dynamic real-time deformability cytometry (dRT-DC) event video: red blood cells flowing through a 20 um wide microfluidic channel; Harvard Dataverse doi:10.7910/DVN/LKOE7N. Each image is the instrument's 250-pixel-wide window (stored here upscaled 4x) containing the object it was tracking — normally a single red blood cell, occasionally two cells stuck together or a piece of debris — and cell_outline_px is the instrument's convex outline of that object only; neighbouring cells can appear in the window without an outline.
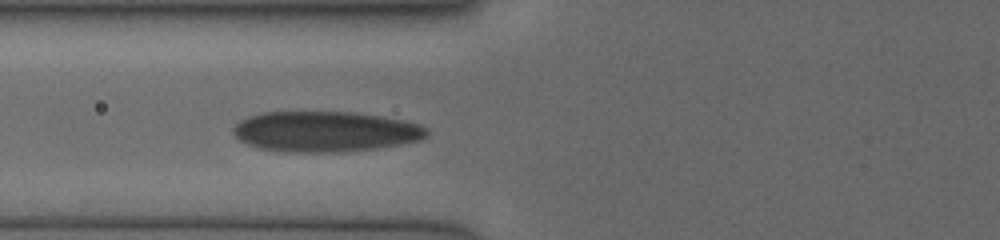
{"species": "human", "species_latin": "Homo sapiens", "temperature_condition": "cold", "stored_images_in_passage": 7, "camera_frame_rate_fps": 3000, "um_per_image_px": 0.085, "donor": {"sex": "female"}, "frame": {"image": 1, "passage_image": 7, "time_ms": 3.667, "image_size_px": [1000, 240], "cell_outline_px": [[428, 136], [420, 140], [400, 144], [376, 148], [340, 152], [284, 152], [256, 148], [240, 140], [232, 132], [232, 128], [240, 120], [248, 116], [264, 112], [352, 112], [380, 116], [404, 120], [420, 124], [428, 128]], "centroid_in_image_um": [27.64, 11.18], "position_along_channel_um": 98.2, "area_um2": 45.89}}